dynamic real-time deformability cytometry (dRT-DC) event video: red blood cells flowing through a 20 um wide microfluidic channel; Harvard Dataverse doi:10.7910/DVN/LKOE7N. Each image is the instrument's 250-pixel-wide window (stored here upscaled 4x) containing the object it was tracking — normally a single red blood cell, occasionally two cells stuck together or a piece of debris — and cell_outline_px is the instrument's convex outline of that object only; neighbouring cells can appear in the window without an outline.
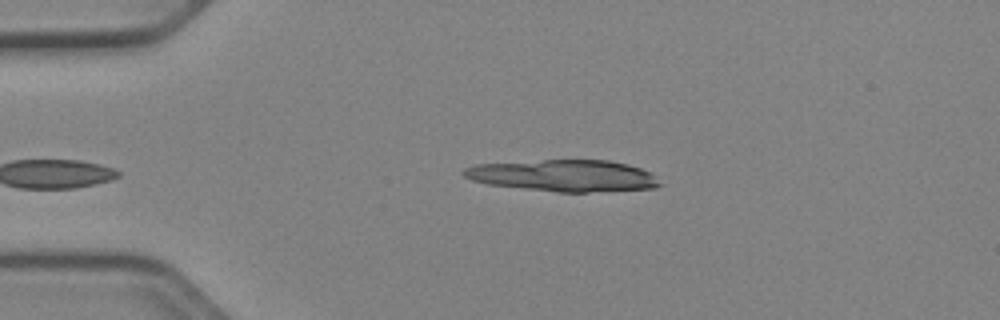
{"species": "Egyptian fruit bat (a non-hibernating species)", "species_latin": "Rousettus aegyptiacus", "temperature_condition": "cold", "stored_images_in_passage": 36, "camera_frame_rate_fps": 3000, "um_per_image_px": 0.085, "animal": {"sex": "female"}, "frame": {"image": 1, "passage_image": 1, "time_ms": 0.0, "image_size_px": [1000, 320], "cell_outline_px": [[664, 184], [656, 188], [588, 192], [556, 192], [488, 184], [472, 180], [464, 176], [460, 172], [464, 168], [476, 164], [544, 160], [608, 160], [628, 164], [640, 168], [648, 172]], "centroid_in_image_um": [47.91, 14.93], "position_along_channel_um": 37.1, "area_um2": 36.13}, "authors_computed_cell_mechanics": {"area_um2": 17.5423, "velocity_mm_per_s": 3.9749, "shape_relaxation_time_tau1_ms": 2.9328, "shape_relaxation_time_tau2_ms": null, "deformation_change_tau1": 0.062, "deformation_change_tau2": null}}